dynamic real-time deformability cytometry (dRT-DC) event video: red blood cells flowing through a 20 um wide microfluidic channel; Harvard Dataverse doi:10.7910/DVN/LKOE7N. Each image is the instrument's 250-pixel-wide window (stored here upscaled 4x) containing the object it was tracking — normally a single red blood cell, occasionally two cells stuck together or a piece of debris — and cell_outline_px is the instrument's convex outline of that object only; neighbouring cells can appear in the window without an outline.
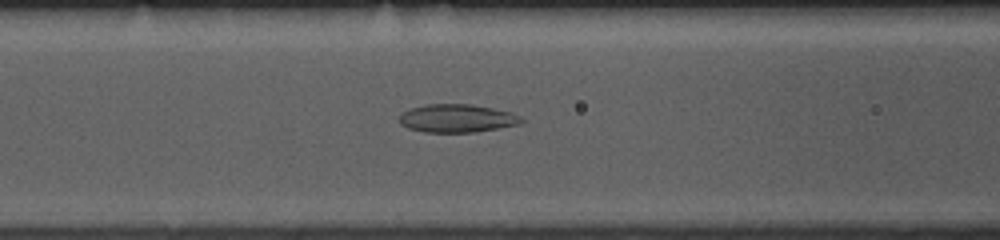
{"species": "common noctule bat (a hibernating species)", "species_latin": "Nyctalus noctula", "temperature_condition": "room temperature", "stored_images_in_passage": 27, "camera_frame_rate_fps": 3000, "um_per_image_px": 0.085, "animal": {"sex": "female", "body_mass_g": 10.0, "forearm_length_mm": 53.1}, "frame": {"image": 1, "passage_image": 6, "time_ms": 1.667, "image_size_px": [1000, 240], "cell_outline_px": [[524, 120], [520, 124], [476, 132], [424, 132], [408, 128], [400, 124], [400, 112], [424, 104], [472, 104], [512, 112], [520, 116]], "centroid_in_image_um": [38.84, 10.05], "position_along_channel_um": 127.8, "area_um2": 20.11}}
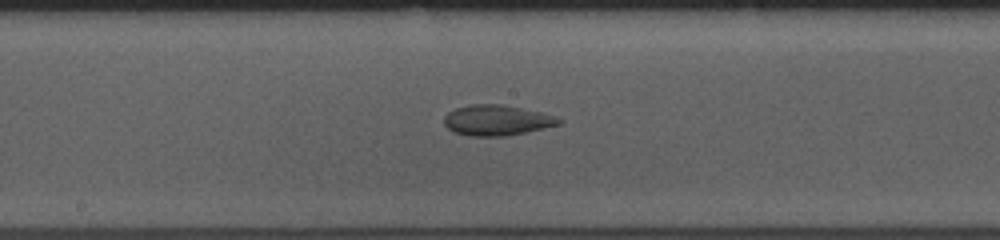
{"frame": {"image": 2, "passage_image": 12, "time_ms": 3.667, "image_size_px": [1000, 240], "cell_outline_px": [[560, 124], [544, 128], [504, 136], [468, 136], [452, 132], [444, 124], [444, 116], [448, 112], [456, 108], [472, 104], [504, 104], [544, 112], [560, 120]], "centroid_in_image_um": [42.18, 10.21], "position_along_channel_um": 206.0, "area_um2": 20.4}}
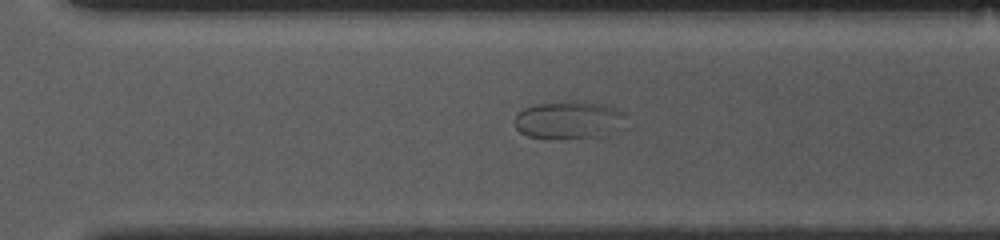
{"frame": {"image": 3, "passage_image": 21, "time_ms": 6.667, "image_size_px": [1000, 240], "cell_outline_px": [[628, 128], [612, 136], [528, 136], [520, 132], [516, 128], [512, 120], [516, 112], [524, 108], [536, 104], [568, 100], [572, 100], [604, 104], [616, 108], [624, 112], [628, 116]], "centroid_in_image_um": [48.49, 10.16], "position_along_channel_um": 322.1, "area_um2": 25.09}}